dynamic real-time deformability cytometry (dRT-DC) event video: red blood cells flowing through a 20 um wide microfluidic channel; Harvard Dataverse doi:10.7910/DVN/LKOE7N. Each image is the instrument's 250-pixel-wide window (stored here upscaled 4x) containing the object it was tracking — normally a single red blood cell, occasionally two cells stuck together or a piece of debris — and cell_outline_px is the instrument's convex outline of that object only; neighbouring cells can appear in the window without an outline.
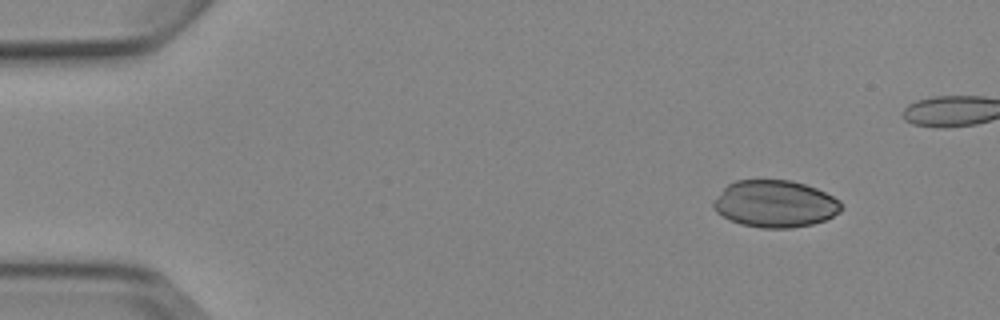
{"species": "Egyptian fruit bat (a non-hibernating species)", "species_latin": "Rousettus aegyptiacus", "temperature_condition": "cold", "stored_images_in_passage": 9, "camera_frame_rate_fps": 3000, "um_per_image_px": 0.085, "animal": {"sex": "female"}, "frame": {"image": 1, "passage_image": 2, "time_ms": 1.0, "image_size_px": [1000, 320], "cell_outline_px": [[840, 212], [824, 220], [812, 224], [792, 228], [760, 228], [740, 224], [728, 220], [716, 212], [712, 208], [712, 200], [728, 184], [736, 180], [792, 180], [816, 188], [840, 200]], "centroid_in_image_um": [65.82, 17.33], "position_along_channel_um": 19.2, "area_um2": 35.2}}
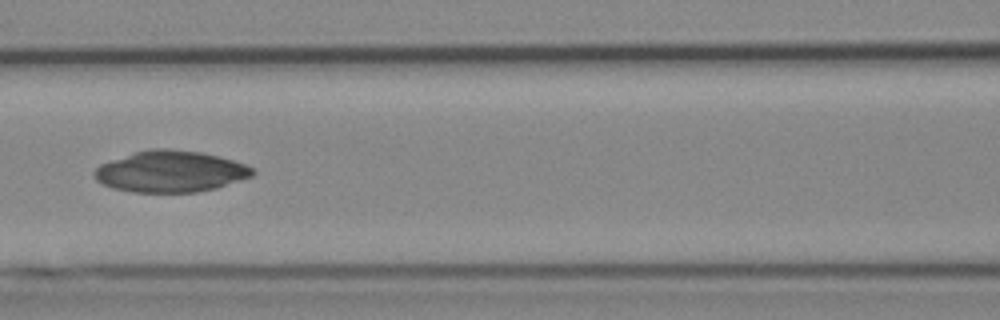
{"frame": {"image": 2, "passage_image": 7, "time_ms": 7.0, "image_size_px": [1000, 320], "cell_outline_px": [[256, 172], [252, 176], [216, 188], [196, 192], [132, 192], [112, 188], [96, 180], [92, 172], [100, 164], [136, 152], [152, 148], [168, 148], [200, 152], [232, 160], [244, 164], [252, 168]], "centroid_in_image_um": [14.47, 14.58], "position_along_channel_um": 152.1, "area_um2": 37.86}}
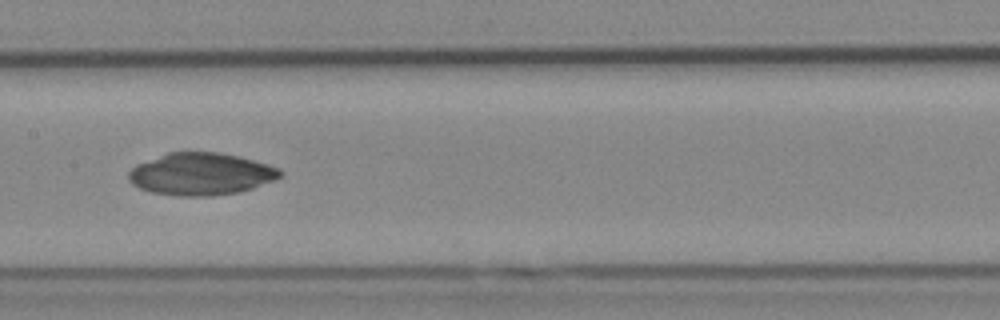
{"frame": {"image": 3, "passage_image": 8, "time_ms": 8.0, "image_size_px": [1000, 320], "cell_outline_px": [[284, 176], [276, 180], [252, 188], [236, 192], [212, 196], [180, 196], [152, 192], [140, 188], [132, 184], [128, 180], [128, 172], [136, 164], [168, 152], [220, 152], [240, 156], [268, 164], [280, 168], [284, 172]], "centroid_in_image_um": [17.11, 14.78], "position_along_channel_um": 190.3, "area_um2": 37.57}}